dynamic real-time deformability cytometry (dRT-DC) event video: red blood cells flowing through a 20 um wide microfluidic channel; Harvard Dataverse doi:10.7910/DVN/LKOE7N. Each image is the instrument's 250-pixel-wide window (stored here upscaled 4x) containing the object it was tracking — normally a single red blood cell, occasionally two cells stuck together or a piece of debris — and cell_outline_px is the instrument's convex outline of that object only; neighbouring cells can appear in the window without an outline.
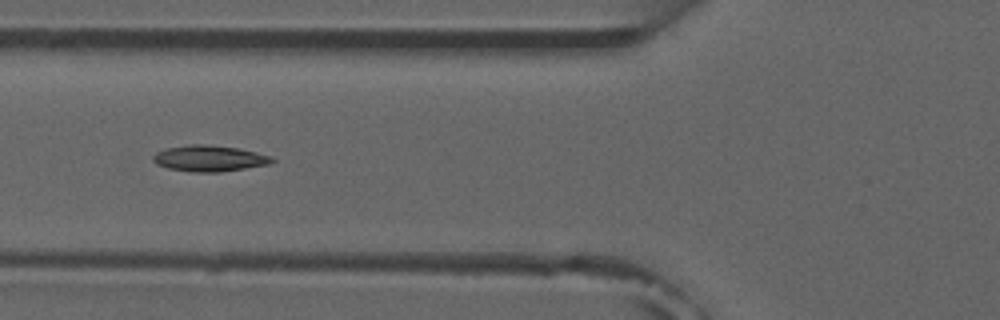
{"species": "common noctule bat (a hibernating species)", "species_latin": "Nyctalus noctula", "temperature_condition": "room temperature", "stored_images_in_passage": 8, "camera_frame_rate_fps": 3000, "um_per_image_px": 0.085, "animal": {"sex": "male", "forearm_length_mm": 52.5}, "frame": {"image": 1, "passage_image": 6, "time_ms": 6.0, "image_size_px": [1000, 320], "cell_outline_px": [[276, 160], [268, 164], [220, 172], [192, 172], [168, 168], [156, 164], [152, 160], [152, 156], [156, 152], [164, 148], [188, 144], [204, 144], [236, 148], [256, 152], [272, 156]], "centroid_in_image_um": [17.75, 13.46], "position_along_channel_um": 108.1, "area_um2": 18.09}}
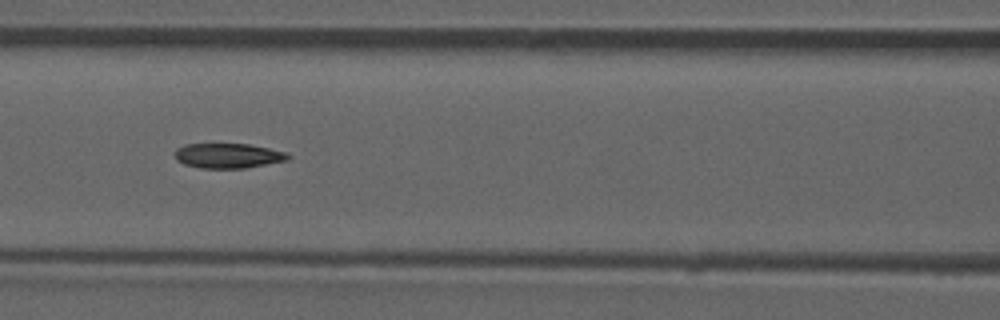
{"frame": {"image": 2, "passage_image": 7, "time_ms": 7.0, "image_size_px": [1000, 320], "cell_outline_px": [[292, 156], [288, 160], [244, 168], [200, 168], [184, 164], [176, 160], [176, 148], [184, 144], [248, 144], [288, 152]], "centroid_in_image_um": [19.4, 13.23], "position_along_channel_um": 147.2, "area_um2": 16.42}}